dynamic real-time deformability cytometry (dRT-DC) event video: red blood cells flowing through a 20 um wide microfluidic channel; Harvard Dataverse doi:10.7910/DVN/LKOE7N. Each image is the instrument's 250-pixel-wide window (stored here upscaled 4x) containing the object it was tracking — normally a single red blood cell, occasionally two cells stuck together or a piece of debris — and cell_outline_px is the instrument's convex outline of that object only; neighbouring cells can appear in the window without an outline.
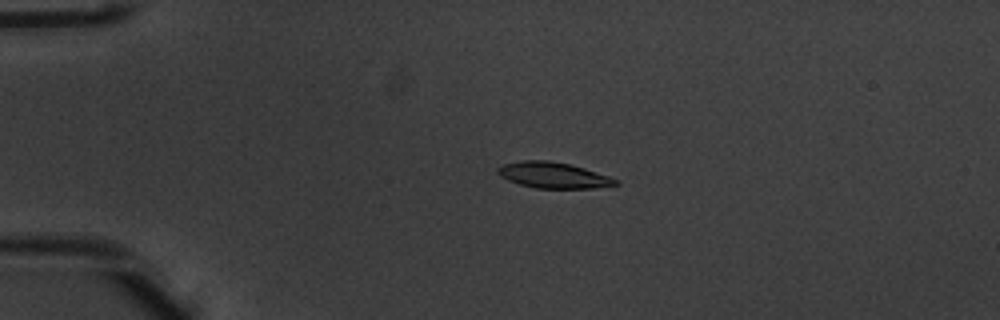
{"species": "common noctule bat (a hibernating species)", "species_latin": "Nyctalus noctula", "temperature_condition": "warm", "stored_images_in_passage": 53, "camera_frame_rate_fps": 3000, "um_per_image_px": 0.085, "animal": {"sex": "male", "body_mass_g": 20.1, "forearm_length_mm": 53.5}, "frame": {"image": 1, "passage_image": 13, "time_ms": 4.0, "image_size_px": [1000, 320], "cell_outline_px": [[620, 184], [592, 188], [536, 188], [520, 184], [508, 180], [500, 176], [496, 172], [496, 168], [504, 164], [524, 160], [548, 160], [572, 164], [608, 176], [616, 180]], "centroid_in_image_um": [47.0, 14.88], "position_along_channel_um": 38.0, "area_um2": 17.69}}
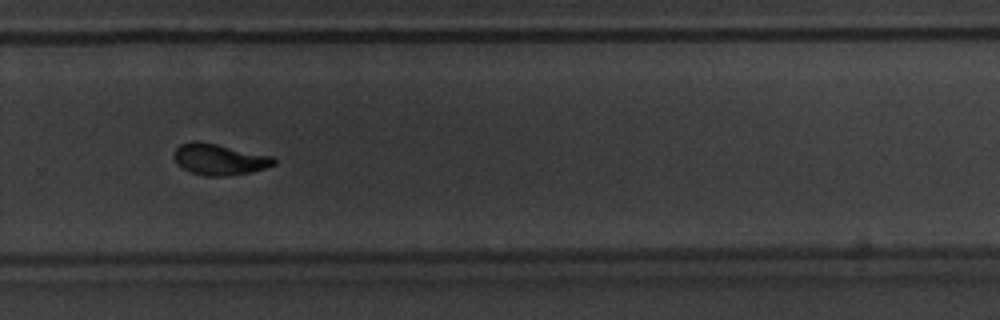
{"frame": {"image": 2, "passage_image": 37, "time_ms": 12.0, "image_size_px": [1000, 320], "cell_outline_px": [[276, 164], [264, 168], [248, 172], [224, 176], [204, 176], [192, 172], [176, 164], [172, 156], [172, 152], [180, 144], [192, 140], [196, 140], [276, 156]], "centroid_in_image_um": [18.62, 13.52], "position_along_channel_um": 311.2, "area_um2": 18.32}}
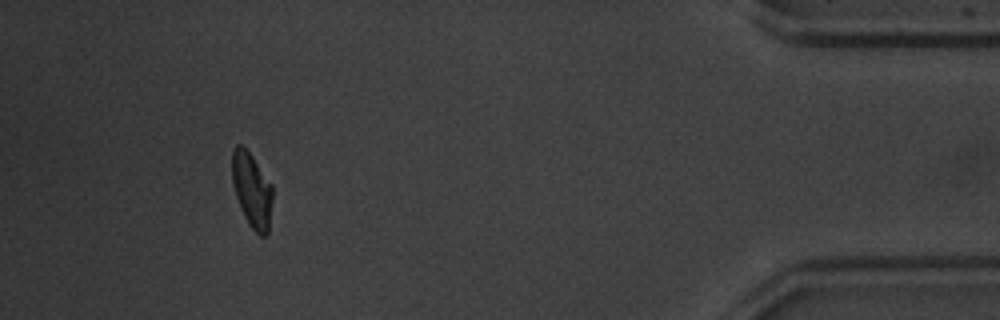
{"frame": {"image": 3, "passage_image": 49, "time_ms": 16.0, "image_size_px": [1000, 320], "cell_outline_px": [[272, 200], [268, 236], [260, 236], [248, 224], [244, 216], [236, 196], [232, 184], [232, 148], [236, 144], [240, 144], [252, 156], [272, 184]], "centroid_in_image_um": [21.41, 16.17], "position_along_channel_um": 413.8, "area_um2": 17.69}, "authors_computed_cell_mechanics": {"area_um2": 18.0336, "velocity_mm_per_s": 3.951, "shape_relaxation_time_tau1_ms": 2.7524, "shape_relaxation_time_tau2_ms": 1.8397, "deformation_change_tau1": 0.1431, "deformation_change_tau2": 0.072}}